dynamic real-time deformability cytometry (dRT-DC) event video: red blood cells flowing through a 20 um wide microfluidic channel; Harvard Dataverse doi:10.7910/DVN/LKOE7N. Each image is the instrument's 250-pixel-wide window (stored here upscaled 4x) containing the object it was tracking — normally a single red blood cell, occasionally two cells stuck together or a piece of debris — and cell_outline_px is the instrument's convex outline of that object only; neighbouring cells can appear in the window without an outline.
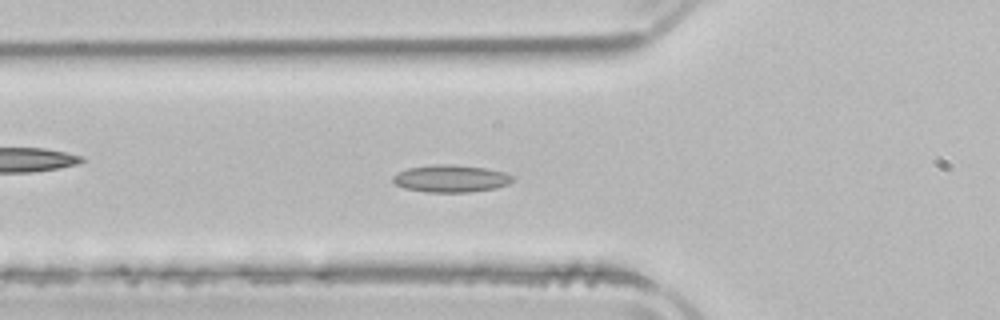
{"species": "common noctule bat (a hibernating species)", "species_latin": "Nyctalus noctula", "temperature_condition": "room temperature", "stored_images_in_passage": 48, "camera_frame_rate_fps": 3000, "um_per_image_px": 0.085, "animal": {"sex": "male", "body_mass_g": 21.5, "forearm_length_mm": 52.0}, "frame": {"image": 1, "passage_image": 13, "time_ms": 4.0, "image_size_px": [1000, 320], "cell_outline_px": [[516, 180], [508, 184], [496, 188], [468, 192], [428, 192], [404, 188], [396, 184], [392, 180], [392, 176], [408, 168], [436, 164], [452, 164], [484, 168], [504, 172], [516, 176]], "centroid_in_image_um": [38.37, 15.18], "position_along_channel_um": 87.4, "area_um2": 19.07}}
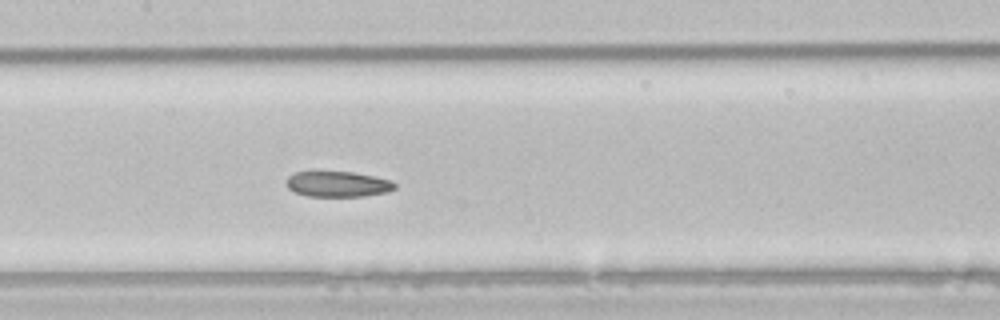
{"frame": {"image": 2, "passage_image": 20, "time_ms": 6.333, "image_size_px": [1000, 320], "cell_outline_px": [[396, 188], [388, 192], [364, 196], [308, 196], [296, 192], [288, 188], [288, 176], [296, 172], [352, 172], [392, 180], [396, 184]], "centroid_in_image_um": [28.76, 15.65], "position_along_channel_um": 178.6, "area_um2": 15.95}}
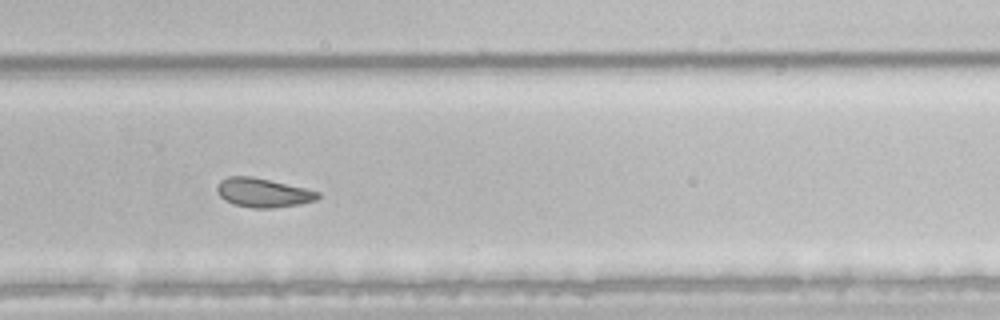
{"frame": {"image": 3, "passage_image": 30, "time_ms": 9.667, "image_size_px": [1000, 320], "cell_outline_px": [[320, 196], [316, 200], [300, 204], [272, 208], [252, 208], [236, 204], [224, 200], [216, 192], [216, 188], [220, 180], [228, 176], [252, 176], [304, 188], [320, 192]], "centroid_in_image_um": [22.33, 16.38], "position_along_channel_um": 307.5, "area_um2": 16.99}, "authors_computed_cell_mechanics": {"area_um2": 18.5249, "velocity_mm_per_s": 3.8866, "shape_relaxation_time_tau1_ms": null, "shape_relaxation_time_tau2_ms": 3.6904, "deformation_change_tau1": null, "deformation_change_tau2": 0.0971}}